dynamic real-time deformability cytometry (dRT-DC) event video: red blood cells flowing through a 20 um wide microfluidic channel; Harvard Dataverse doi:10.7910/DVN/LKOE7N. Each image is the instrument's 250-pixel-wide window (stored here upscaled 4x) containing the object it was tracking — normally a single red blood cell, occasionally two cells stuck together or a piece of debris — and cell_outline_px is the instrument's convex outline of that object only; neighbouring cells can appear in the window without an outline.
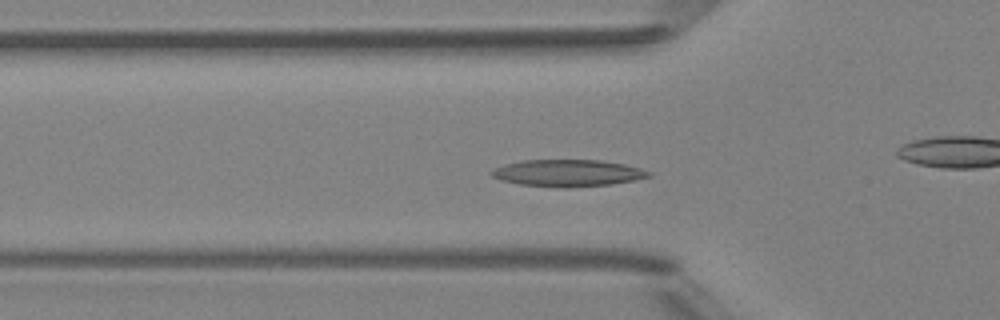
{"species": "Egyptian fruit bat (a non-hibernating species)", "species_latin": "Rousettus aegyptiacus", "temperature_condition": "room temperature", "stored_images_in_passage": 37, "camera_frame_rate_fps": 3000, "um_per_image_px": 0.085, "animal": {"sex": "female"}, "frame": {"image": 1, "passage_image": 3, "time_ms": 0.667, "image_size_px": [1000, 320], "cell_outline_px": [[652, 176], [636, 180], [612, 184], [568, 188], [564, 188], [520, 184], [500, 180], [492, 176], [488, 172], [492, 168], [504, 164], [524, 160], [600, 160], [624, 164], [640, 168], [652, 172]], "centroid_in_image_um": [48.25, 14.71], "position_along_channel_um": 77.5, "area_um2": 24.85}}
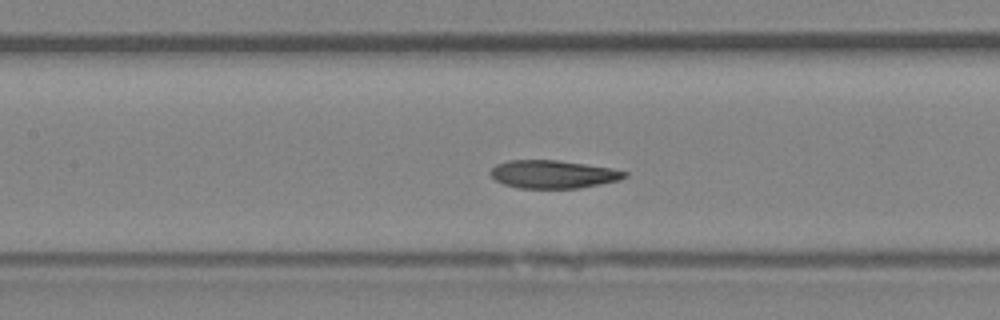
{"frame": {"image": 2, "passage_image": 9, "time_ms": 2.667, "image_size_px": [1000, 320], "cell_outline_px": [[628, 176], [620, 180], [580, 188], [516, 188], [504, 184], [496, 180], [488, 172], [496, 164], [508, 160], [556, 160], [612, 168], [628, 172]], "centroid_in_image_um": [47.01, 14.81], "position_along_channel_um": 160.4, "area_um2": 21.96}}
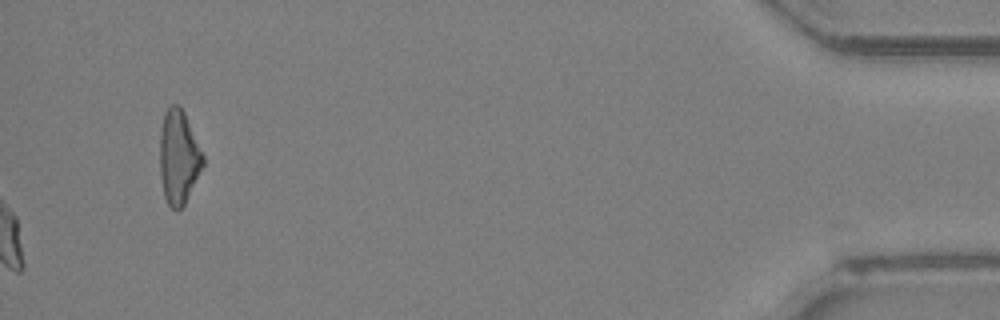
{"frame": {"image": 3, "passage_image": 37, "time_ms": 12.0, "image_size_px": [1000, 320], "cell_outline_px": [[204, 164], [184, 204], [180, 208], [172, 208], [168, 204], [164, 196], [160, 176], [160, 132], [164, 112], [172, 104], [180, 104], [184, 112], [204, 156]], "centroid_in_image_um": [15.17, 13.32], "position_along_channel_um": 420.0, "area_um2": 23.41}, "authors_computed_cell_mechanics": {"area_um2": 22.253, "velocity_mm_per_s": 4.1336, "shape_relaxation_time_tau1_ms": 3.448, "shape_relaxation_time_tau2_ms": 1.2661, "deformation_change_tau1": 0.1396, "deformation_change_tau2": 0.0728}}